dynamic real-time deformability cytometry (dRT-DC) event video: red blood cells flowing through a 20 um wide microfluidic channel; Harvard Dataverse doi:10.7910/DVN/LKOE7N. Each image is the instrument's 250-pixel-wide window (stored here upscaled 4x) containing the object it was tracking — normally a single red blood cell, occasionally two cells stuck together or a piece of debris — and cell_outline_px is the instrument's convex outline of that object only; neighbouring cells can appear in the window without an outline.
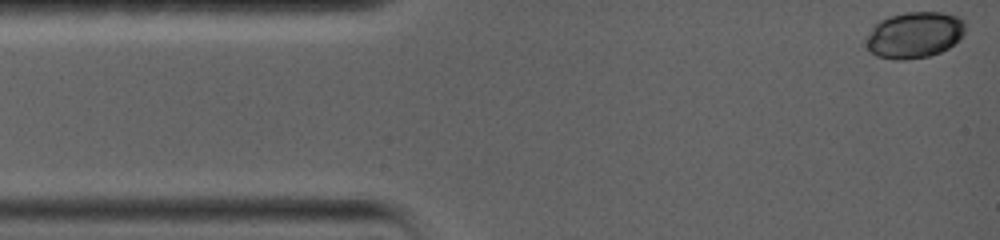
{"species": "common noctule bat (a hibernating species)", "species_latin": "Nyctalus noctula", "temperature_condition": "warm", "stored_images_in_passage": 13, "camera_frame_rate_fps": 5000, "um_per_image_px": 0.085, "animal": {"sex": "female", "body_mass_g": 19.0, "forearm_length_mm": 56.7}, "frame": {"image": 1, "passage_image": 1, "time_ms": 0.0, "image_size_px": [1000, 240], "cell_outline_px": [[964, 36], [960, 40], [948, 48], [940, 52], [928, 56], [904, 60], [896, 60], [876, 56], [868, 52], [860, 44], [872, 28], [880, 20], [888, 16], [904, 12], [940, 12], [960, 16], [964, 20]], "centroid_in_image_um": [77.67, 2.98], "position_along_channel_um": 7.3, "area_um2": 27.46}}
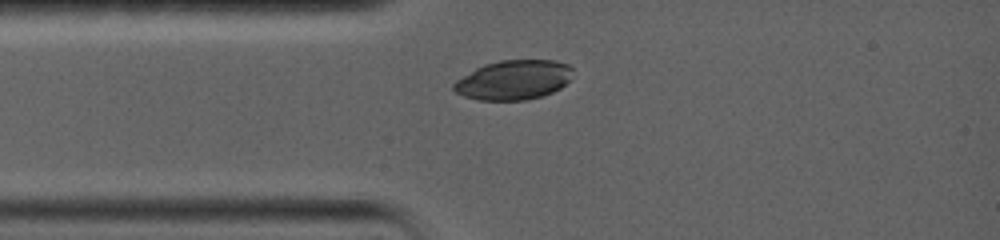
{"frame": {"image": 2, "passage_image": 11, "time_ms": 3.0, "image_size_px": [1000, 240], "cell_outline_px": [[572, 68], [568, 80], [560, 88], [552, 92], [528, 100], [476, 100], [464, 96], [456, 92], [452, 88], [452, 84], [456, 80], [476, 68], [484, 64], [500, 60], [556, 60], [568, 64]], "centroid_in_image_um": [43.62, 6.79], "position_along_channel_um": 41.4, "area_um2": 27.34}}